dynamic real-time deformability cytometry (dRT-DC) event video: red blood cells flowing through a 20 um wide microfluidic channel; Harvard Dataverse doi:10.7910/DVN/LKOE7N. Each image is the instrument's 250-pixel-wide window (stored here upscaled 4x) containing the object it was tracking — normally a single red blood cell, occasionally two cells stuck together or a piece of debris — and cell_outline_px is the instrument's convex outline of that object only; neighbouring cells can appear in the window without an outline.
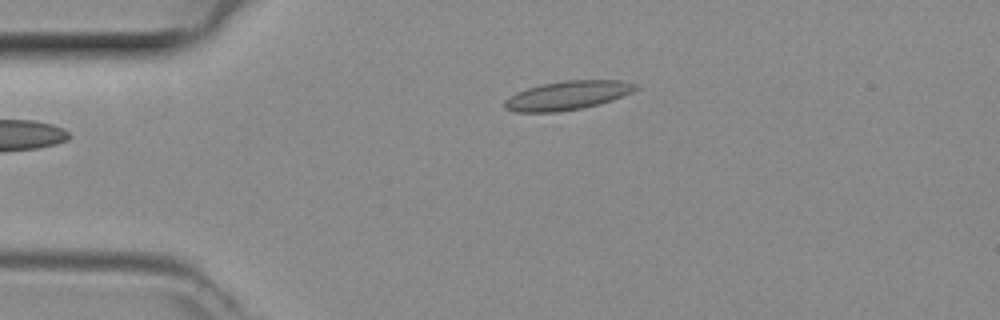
{"species": "common noctule bat (a hibernating species)", "species_latin": "Nyctalus noctula", "temperature_condition": "room temperature", "stored_images_in_passage": 39, "camera_frame_rate_fps": 3000, "um_per_image_px": 0.085, "animal": {"sex": "female", "body_mass_g": 29.2, "forearm_length_mm": 56.3}, "frame": {"image": 1, "passage_image": 1, "time_ms": 0.0, "image_size_px": [1000, 320], "cell_outline_px": [[640, 88], [632, 92], [612, 100], [580, 108], [556, 112], [516, 112], [508, 108], [504, 104], [504, 100], [516, 92], [540, 84], [564, 80], [620, 80], [636, 84]], "centroid_in_image_um": [48.25, 8.09], "position_along_channel_um": 36.8, "area_um2": 21.85}}
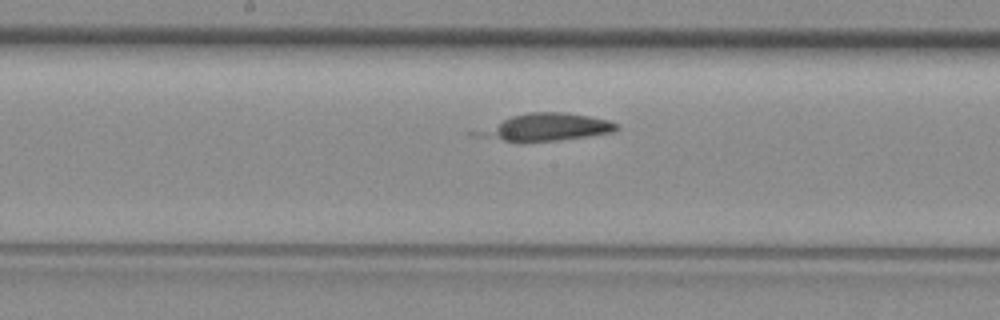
{"frame": {"image": 2, "passage_image": 15, "time_ms": 4.667, "image_size_px": [1000, 320], "cell_outline_px": [[620, 128], [612, 132], [556, 140], [504, 140], [484, 136], [484, 132], [504, 120], [512, 116], [528, 112], [564, 112], [588, 116], [608, 120], [620, 124]], "centroid_in_image_um": [46.72, 10.77], "position_along_channel_um": 201.5, "area_um2": 20.35}}
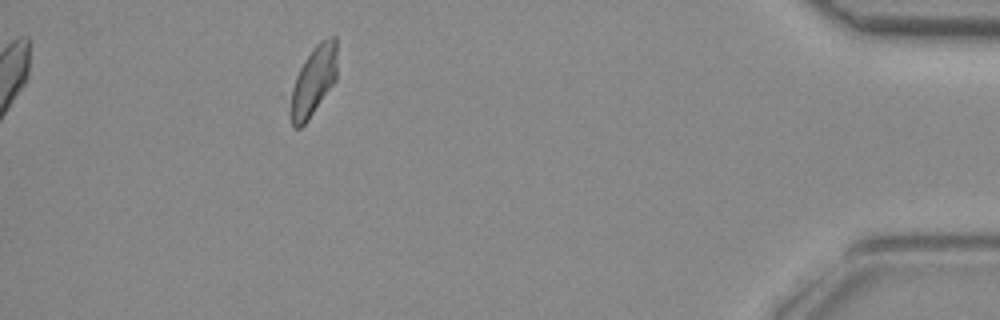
{"frame": {"image": 3, "passage_image": 34, "time_ms": 11.0, "image_size_px": [1000, 320], "cell_outline_px": [[336, 80], [308, 120], [300, 128], [292, 128], [288, 112], [292, 88], [296, 76], [304, 60], [312, 48], [320, 40], [328, 36], [336, 36]], "centroid_in_image_um": [26.61, 6.91], "position_along_channel_um": 408.6, "area_um2": 19.13}}